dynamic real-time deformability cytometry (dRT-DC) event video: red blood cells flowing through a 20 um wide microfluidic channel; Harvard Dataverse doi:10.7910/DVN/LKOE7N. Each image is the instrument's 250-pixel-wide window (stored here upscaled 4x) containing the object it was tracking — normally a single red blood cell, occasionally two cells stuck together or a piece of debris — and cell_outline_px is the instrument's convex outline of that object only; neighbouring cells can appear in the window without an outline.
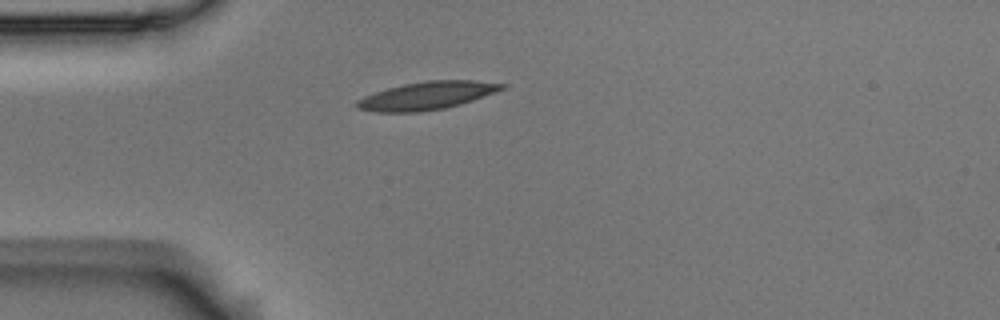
{"species": "Egyptian fruit bat (a non-hibernating species)", "species_latin": "Rousettus aegyptiacus", "temperature_condition": "room temperature", "stored_images_in_passage": 1, "camera_frame_rate_fps": 3000, "um_per_image_px": 0.085, "animal": {"sex": "male"}, "frame": {"image": 1, "passage_image": 1, "time_ms": 0.0, "image_size_px": [1000, 320], "cell_outline_px": [[508, 84], [504, 88], [496, 92], [460, 104], [444, 108], [420, 112], [376, 112], [356, 108], [356, 100], [364, 96], [388, 88], [404, 84], [428, 80], [472, 80]], "centroid_in_image_um": [36.28, 8.13], "position_along_channel_um": 48.7, "area_um2": 23.47}}